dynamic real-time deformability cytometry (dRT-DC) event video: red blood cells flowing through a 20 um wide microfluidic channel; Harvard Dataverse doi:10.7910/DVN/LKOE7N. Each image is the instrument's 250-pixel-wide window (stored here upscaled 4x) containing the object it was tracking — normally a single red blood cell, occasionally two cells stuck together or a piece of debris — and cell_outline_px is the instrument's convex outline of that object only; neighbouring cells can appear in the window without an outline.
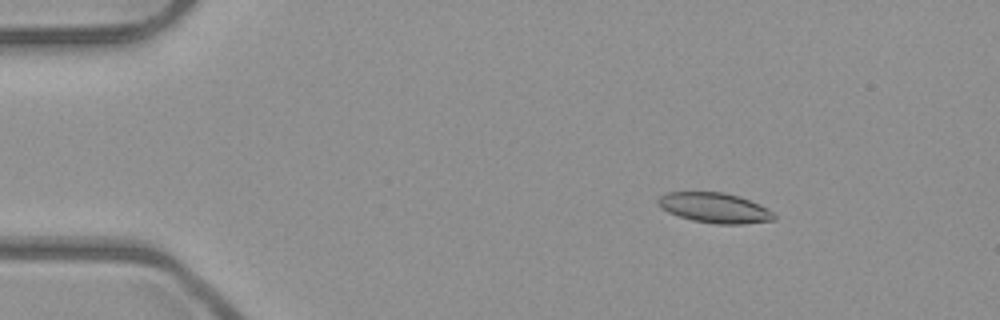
{"species": "common noctule bat (a hibernating species)", "species_latin": "Nyctalus noctula", "temperature_condition": "room temperature", "stored_images_in_passage": 52, "camera_frame_rate_fps": 3000, "um_per_image_px": 0.085, "animal": {"sex": "male", "body_mass_g": 23.1, "forearm_length_mm": 52.7}, "frame": {"image": 1, "passage_image": 8, "time_ms": 2.333, "image_size_px": [1000, 320], "cell_outline_px": [[776, 220], [740, 224], [716, 224], [692, 220], [668, 212], [660, 208], [656, 200], [664, 192], [724, 192], [740, 196], [760, 204], [768, 208], [776, 216]], "centroid_in_image_um": [60.75, 17.66], "position_along_channel_um": 24.3, "area_um2": 20.52}}
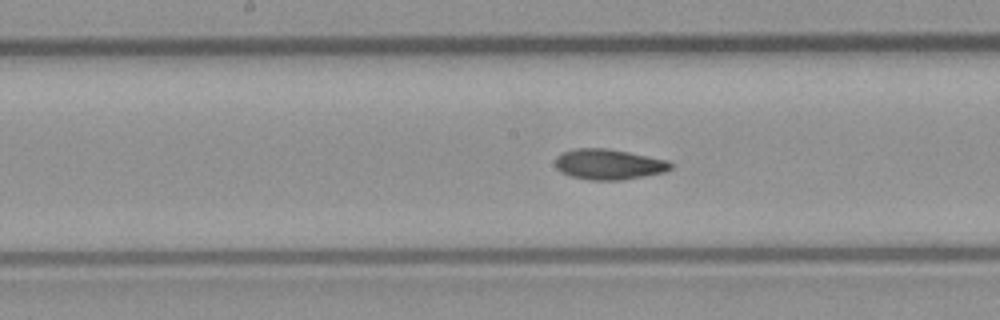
{"frame": {"image": 2, "passage_image": 27, "time_ms": 8.667, "image_size_px": [1000, 320], "cell_outline_px": [[672, 168], [664, 172], [644, 176], [620, 180], [588, 180], [572, 176], [560, 172], [556, 168], [556, 156], [564, 152], [576, 148], [604, 148], [628, 152], [668, 160], [672, 164]], "centroid_in_image_um": [51.74, 13.97], "position_along_channel_um": 196.5, "area_um2": 20.4}}
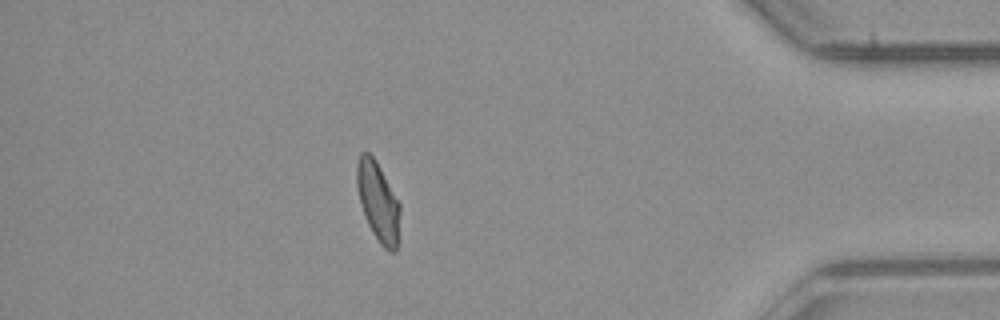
{"frame": {"image": 3, "passage_image": 46, "time_ms": 15.0, "image_size_px": [1000, 320], "cell_outline_px": [[400, 240], [396, 252], [392, 252], [384, 248], [380, 244], [372, 232], [368, 224], [360, 204], [356, 184], [356, 164], [360, 152], [368, 152], [376, 160], [400, 204]], "centroid_in_image_um": [32.15, 17.18], "position_along_channel_um": 403.0, "area_um2": 20.35}, "authors_computed_cell_mechanics": {"area_um2": 20.3456, "velocity_mm_per_s": 3.9593, "shape_relaxation_time_tau1_ms": null, "shape_relaxation_time_tau2_ms": 2.9403, "deformation_change_tau1": null, "deformation_change_tau2": 0.0841}}